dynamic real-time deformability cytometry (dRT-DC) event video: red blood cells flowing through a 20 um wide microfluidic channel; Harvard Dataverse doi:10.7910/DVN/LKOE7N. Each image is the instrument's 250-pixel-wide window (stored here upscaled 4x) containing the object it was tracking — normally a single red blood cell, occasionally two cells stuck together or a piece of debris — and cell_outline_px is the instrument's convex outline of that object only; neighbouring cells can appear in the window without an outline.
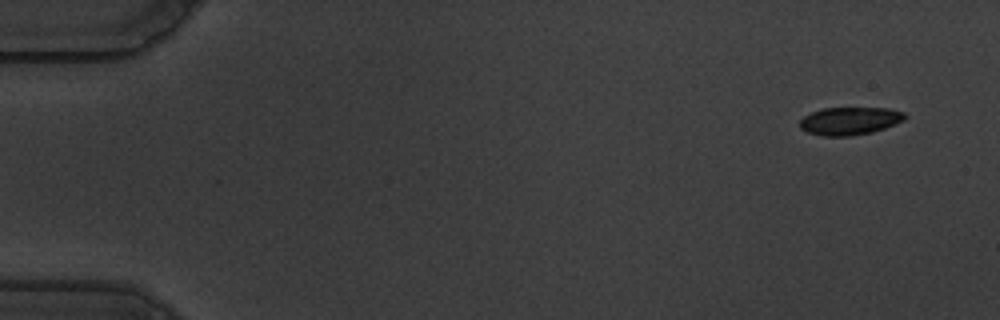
{"species": "common noctule bat (a hibernating species)", "species_latin": "Nyctalus noctula", "temperature_condition": "warm", "stored_images_in_passage": 57, "camera_frame_rate_fps": 3000, "um_per_image_px": 0.085, "animal": {"sex": "male", "body_mass_g": 19.5, "forearm_length_mm": 54.6}, "frame": {"image": 1, "passage_image": 3, "time_ms": 0.667, "image_size_px": [1000, 320], "cell_outline_px": [[908, 116], [904, 120], [884, 128], [872, 132], [852, 136], [824, 136], [808, 132], [800, 128], [800, 120], [804, 116], [812, 112], [824, 108], [888, 108], [904, 112]], "centroid_in_image_um": [72.24, 10.28], "position_along_channel_um": 12.8, "area_um2": 16.99}}
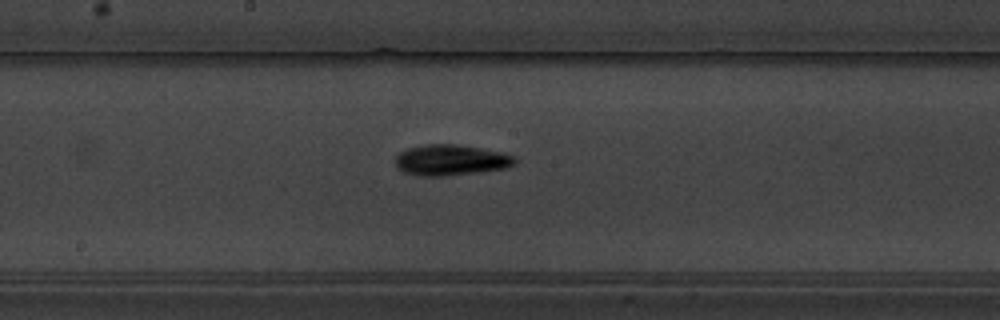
{"frame": {"image": 2, "passage_image": 31, "time_ms": 10.0, "image_size_px": [1000, 320], "cell_outline_px": [[516, 164], [508, 168], [480, 172], [440, 176], [420, 176], [404, 172], [396, 168], [396, 156], [404, 148], [420, 144], [456, 144], [480, 148], [500, 152], [516, 156]], "centroid_in_image_um": [38.31, 13.6], "position_along_channel_um": 209.9, "area_um2": 21.73}}
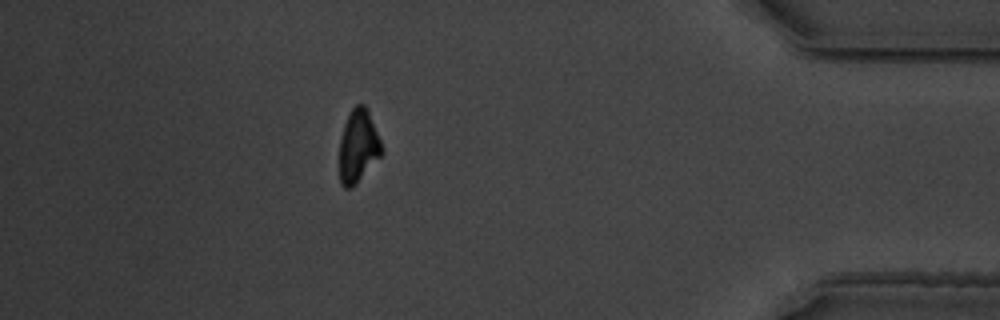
{"frame": {"image": 3, "passage_image": 51, "time_ms": 16.667, "image_size_px": [1000, 320], "cell_outline_px": [[384, 152], [356, 184], [352, 188], [344, 188], [340, 184], [340, 140], [344, 124], [352, 108], [356, 104], [364, 104], [368, 108], [384, 148]], "centroid_in_image_um": [30.47, 12.42], "position_along_channel_um": 404.7, "area_um2": 18.15}, "authors_computed_cell_mechanics": {"area_um2": 18.9584, "velocity_mm_per_s": 3.5331, "shape_relaxation_time_tau1_ms": 2.1939, "shape_relaxation_time_tau2_ms": null, "deformation_change_tau1": 0.1752, "deformation_change_tau2": null}}